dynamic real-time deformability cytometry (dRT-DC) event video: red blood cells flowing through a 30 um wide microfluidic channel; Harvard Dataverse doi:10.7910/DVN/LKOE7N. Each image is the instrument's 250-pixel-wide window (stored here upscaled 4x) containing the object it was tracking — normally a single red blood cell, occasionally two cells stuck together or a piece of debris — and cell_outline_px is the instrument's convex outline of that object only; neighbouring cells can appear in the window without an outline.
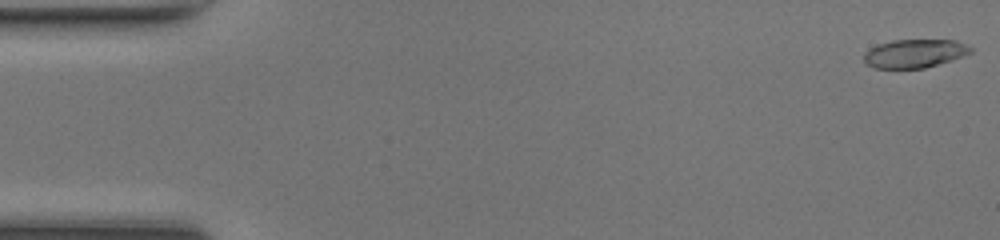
{"species": "common noctule bat (a hibernating species)", "species_latin": "Nyctalus noctula", "temperature_condition": "room temperature", "stored_images_in_passage": 48, "camera_frame_rate_fps": 3000, "um_per_image_px": 0.085, "animal": {"sex": "female", "body_mass_g": 17.0, "forearm_length_mm": 48.0}, "frame": {"image": 1, "passage_image": 1, "time_ms": 0.0, "image_size_px": [1000, 240], "cell_outline_px": [[972, 52], [952, 60], [924, 68], [872, 68], [864, 60], [864, 52], [868, 48], [892, 40], [956, 40], [972, 48]], "centroid_in_image_um": [77.72, 4.54], "position_along_channel_um": 7.3, "area_um2": 17.63}}
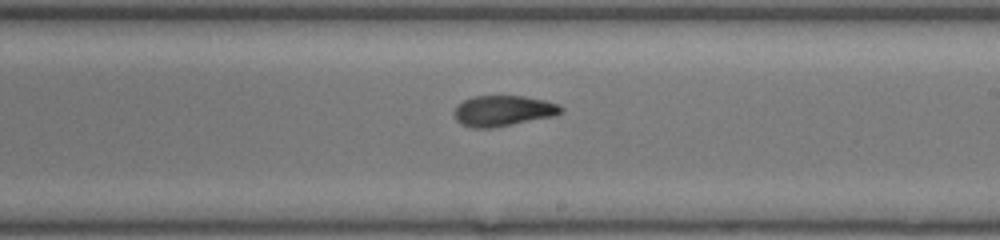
{"frame": {"image": 2, "passage_image": 28, "time_ms": 9.0, "image_size_px": [1000, 240], "cell_outline_px": [[564, 108], [560, 112], [552, 116], [492, 128], [472, 128], [460, 124], [456, 120], [456, 108], [464, 100], [472, 96], [524, 96], [544, 100], [560, 104]], "centroid_in_image_um": [42.77, 9.41], "position_along_channel_um": 246.2, "area_um2": 18.84}}
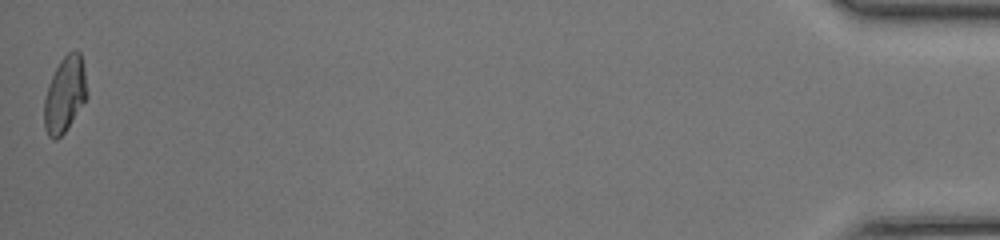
{"frame": {"image": 3, "passage_image": 48, "time_ms": 15.667, "image_size_px": [1000, 240], "cell_outline_px": [[88, 96], [64, 132], [56, 140], [52, 140], [48, 136], [44, 128], [44, 100], [48, 84], [60, 60], [68, 52], [80, 52], [84, 68], [88, 92]], "centroid_in_image_um": [5.5, 8.05], "position_along_channel_um": 429.7, "area_um2": 18.79}, "authors_computed_cell_mechanics": {"area_um2": 19.0162, "velocity_mm_per_s": 4.325, "shape_relaxation_time_tau1_ms": 9.727, "shape_relaxation_time_tau2_ms": 2.5959, "deformation_change_tau1": 0.3264, "deformation_change_tau2": 0.0976}}